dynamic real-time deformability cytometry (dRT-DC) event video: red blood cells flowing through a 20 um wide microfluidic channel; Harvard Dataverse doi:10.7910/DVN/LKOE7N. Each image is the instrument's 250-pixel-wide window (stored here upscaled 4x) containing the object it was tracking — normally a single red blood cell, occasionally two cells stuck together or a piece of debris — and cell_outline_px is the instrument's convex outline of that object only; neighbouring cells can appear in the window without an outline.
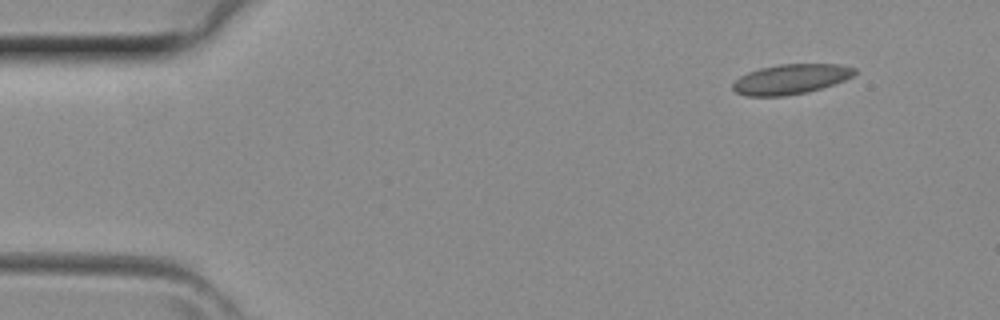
{"species": "common noctule bat (a hibernating species)", "species_latin": "Nyctalus noctula", "temperature_condition": "room temperature", "stored_images_in_passage": 17, "camera_frame_rate_fps": 3000, "um_per_image_px": 0.085, "animal": {"sex": "female", "body_mass_g": 29.2, "forearm_length_mm": 56.3}, "frame": {"image": 1, "passage_image": 1, "time_ms": 0.0, "image_size_px": [1000, 320], "cell_outline_px": [[856, 72], [852, 76], [844, 80], [808, 92], [784, 96], [748, 96], [736, 92], [732, 88], [732, 84], [740, 76], [748, 72], [760, 68], [780, 64], [840, 64], [856, 68]], "centroid_in_image_um": [67.21, 6.72], "position_along_channel_um": 17.8, "area_um2": 21.15}}
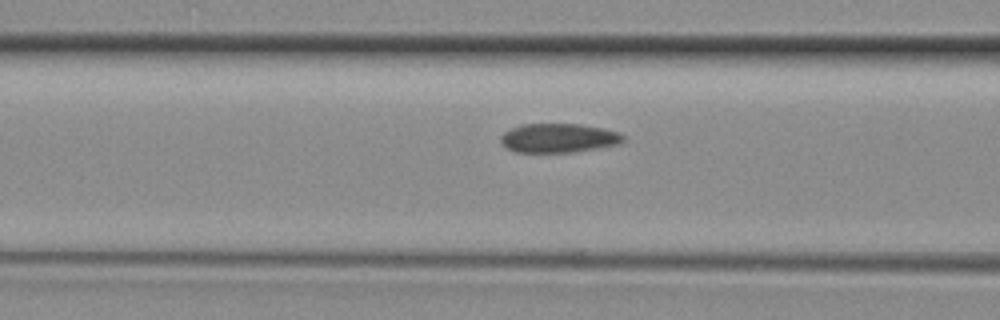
{"frame": {"image": 2, "passage_image": 13, "time_ms": 4.0, "image_size_px": [1000, 320], "cell_outline_px": [[624, 140], [616, 144], [596, 148], [572, 152], [516, 152], [500, 144], [500, 136], [504, 132], [520, 124], [580, 124], [604, 128], [616, 132], [624, 136]], "centroid_in_image_um": [47.42, 11.73], "position_along_channel_um": 119.2, "area_um2": 20.63}}
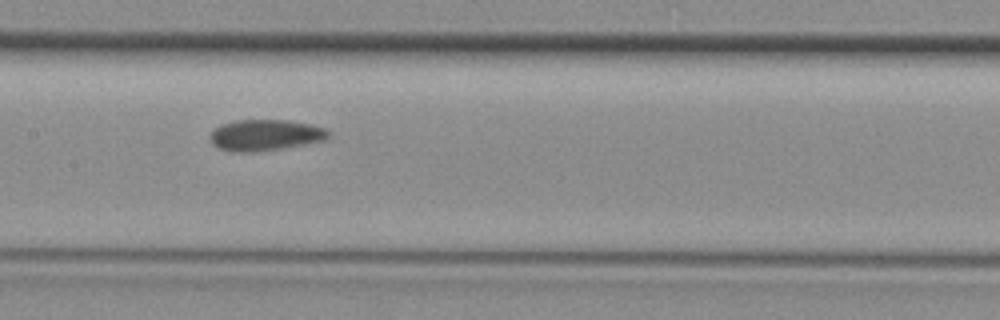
{"frame": {"image": 3, "passage_image": 17, "time_ms": 5.333, "image_size_px": [1000, 320], "cell_outline_px": [[332, 136], [324, 140], [304, 144], [280, 148], [252, 152], [232, 152], [216, 148], [208, 140], [208, 136], [220, 124], [236, 120], [288, 120], [308, 124], [324, 128]], "centroid_in_image_um": [22.48, 11.49], "position_along_channel_um": 184.9, "area_um2": 21.5}}